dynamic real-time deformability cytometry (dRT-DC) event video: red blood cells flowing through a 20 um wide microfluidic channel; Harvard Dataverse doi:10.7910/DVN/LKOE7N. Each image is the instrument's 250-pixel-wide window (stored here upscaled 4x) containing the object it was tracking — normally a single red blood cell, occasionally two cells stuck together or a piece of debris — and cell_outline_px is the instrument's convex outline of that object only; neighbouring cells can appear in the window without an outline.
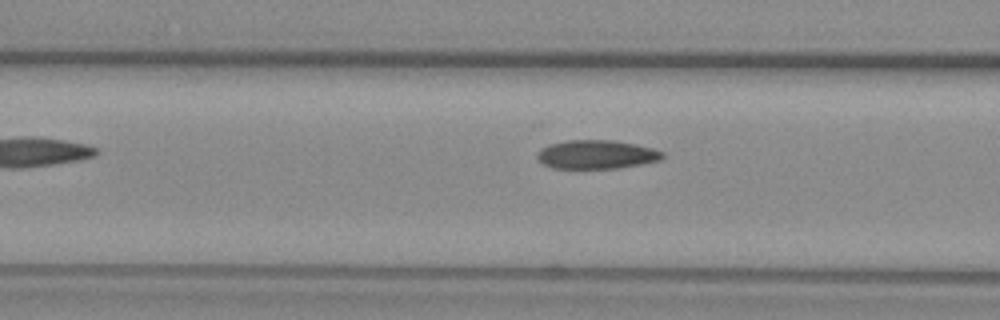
{"species": "common noctule bat (a hibernating species)", "species_latin": "Nyctalus noctula", "temperature_condition": "warm", "stored_images_in_passage": 6, "camera_frame_rate_fps": 3000, "um_per_image_px": 0.085, "animal": {"sex": "female", "body_mass_g": 29.2, "forearm_length_mm": 56.3}, "frame": {"image": 1, "passage_image": 4, "time_ms": 1.0, "image_size_px": [1000, 320], "cell_outline_px": [[664, 156], [660, 160], [640, 164], [616, 168], [552, 168], [544, 164], [536, 156], [536, 152], [540, 148], [548, 144], [568, 140], [612, 140], [636, 144], [652, 148], [664, 152]], "centroid_in_image_um": [50.68, 13.12], "position_along_channel_um": 115.9, "area_um2": 20.98}}